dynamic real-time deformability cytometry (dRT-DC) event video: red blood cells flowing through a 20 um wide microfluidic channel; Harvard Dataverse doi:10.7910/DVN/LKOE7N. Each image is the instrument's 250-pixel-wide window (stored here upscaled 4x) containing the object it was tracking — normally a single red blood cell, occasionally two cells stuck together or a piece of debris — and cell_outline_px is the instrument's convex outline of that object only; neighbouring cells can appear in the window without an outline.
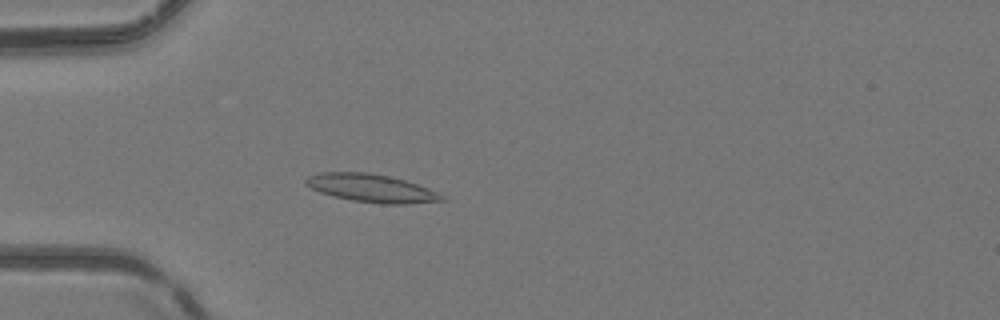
{"species": "common noctule bat (a hibernating species)", "species_latin": "Nyctalus noctula", "temperature_condition": "room temperature", "stored_images_in_passage": 44, "camera_frame_rate_fps": 3000, "um_per_image_px": 0.085, "animal": {"sex": "female", "body_mass_g": 24.6, "forearm_length_mm": 56.2}, "frame": {"image": 1, "passage_image": 16, "time_ms": 5.0, "image_size_px": [1000, 320], "cell_outline_px": [[448, 200], [404, 204], [380, 204], [352, 200], [332, 196], [320, 192], [304, 184], [304, 180], [308, 176], [320, 172], [368, 172], [388, 176], [404, 180], [428, 188], [444, 196]], "centroid_in_image_um": [31.55, 15.99], "position_along_channel_um": 53.5, "area_um2": 22.2}}
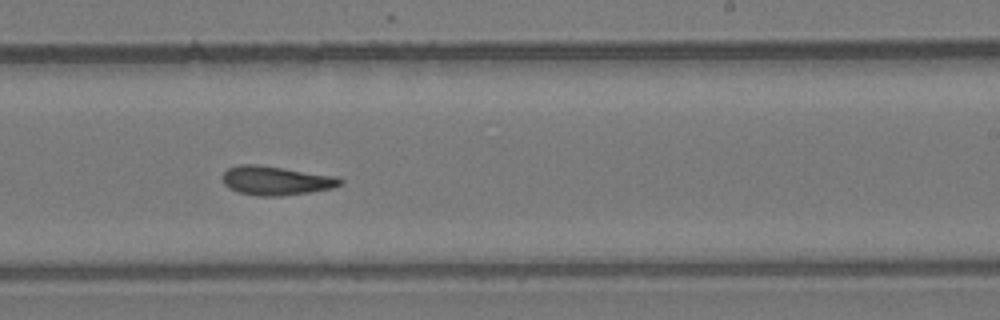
{"frame": {"image": 2, "passage_image": 32, "time_ms": 10.333, "image_size_px": [1000, 320], "cell_outline_px": [[344, 184], [332, 188], [308, 192], [280, 196], [256, 196], [240, 192], [228, 188], [224, 184], [220, 176], [228, 168], [240, 164], [256, 164], [340, 176], [344, 180]], "centroid_in_image_um": [23.48, 15.34], "position_along_channel_um": 265.5, "area_um2": 20.17}}
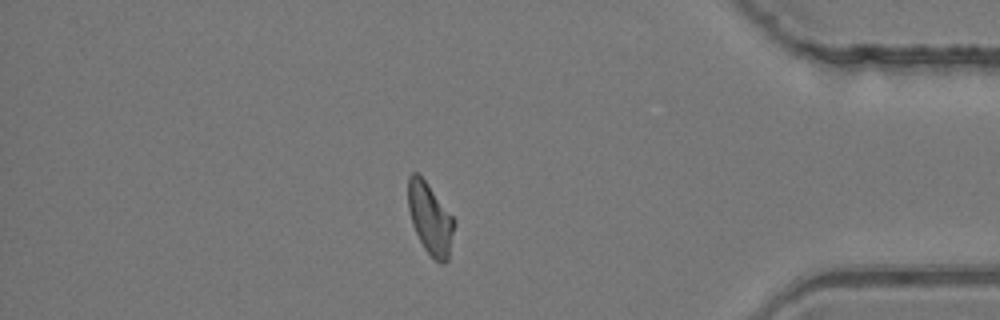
{"frame": {"image": 3, "passage_image": 44, "time_ms": 14.333, "image_size_px": [1000, 320], "cell_outline_px": [[456, 224], [448, 260], [444, 264], [440, 264], [432, 260], [424, 248], [412, 224], [408, 208], [408, 176], [412, 172], [416, 172], [428, 184], [456, 220]], "centroid_in_image_um": [36.59, 18.63], "position_along_channel_um": 398.6, "area_um2": 19.42}, "authors_computed_cell_mechanics": {"area_um2": 20.3167, "velocity_mm_per_s": 4.1726, "shape_relaxation_time_tau1_ms": null, "shape_relaxation_time_tau2_ms": 3.7451, "deformation_change_tau1": null, "deformation_change_tau2": 0.114}}